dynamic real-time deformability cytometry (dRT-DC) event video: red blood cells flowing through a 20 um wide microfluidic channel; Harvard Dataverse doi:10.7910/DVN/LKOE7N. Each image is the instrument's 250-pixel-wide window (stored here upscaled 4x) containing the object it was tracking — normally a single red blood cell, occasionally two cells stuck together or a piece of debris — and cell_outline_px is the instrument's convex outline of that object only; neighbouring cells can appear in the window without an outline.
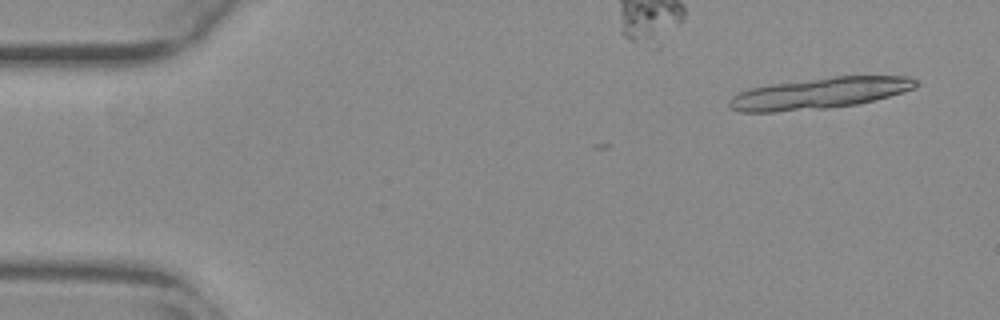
{"species": "common noctule bat (a hibernating species)", "species_latin": "Nyctalus noctula", "temperature_condition": "warm", "stored_images_in_passage": 10, "camera_frame_rate_fps": 3000, "um_per_image_px": 0.085, "animal": {"sex": "female", "body_mass_g": 29.2, "forearm_length_mm": 56.3}, "frame": {"image": 1, "passage_image": 3, "time_ms": 0.667, "image_size_px": [1000, 320], "cell_outline_px": [[920, 84], [916, 88], [888, 96], [856, 104], [824, 108], [772, 112], [740, 112], [732, 108], [728, 104], [728, 100], [732, 96], [748, 88], [768, 84], [832, 76], [908, 76], [916, 80]], "centroid_in_image_um": [69.63, 7.91], "position_along_channel_um": 15.4, "area_um2": 33.87}}